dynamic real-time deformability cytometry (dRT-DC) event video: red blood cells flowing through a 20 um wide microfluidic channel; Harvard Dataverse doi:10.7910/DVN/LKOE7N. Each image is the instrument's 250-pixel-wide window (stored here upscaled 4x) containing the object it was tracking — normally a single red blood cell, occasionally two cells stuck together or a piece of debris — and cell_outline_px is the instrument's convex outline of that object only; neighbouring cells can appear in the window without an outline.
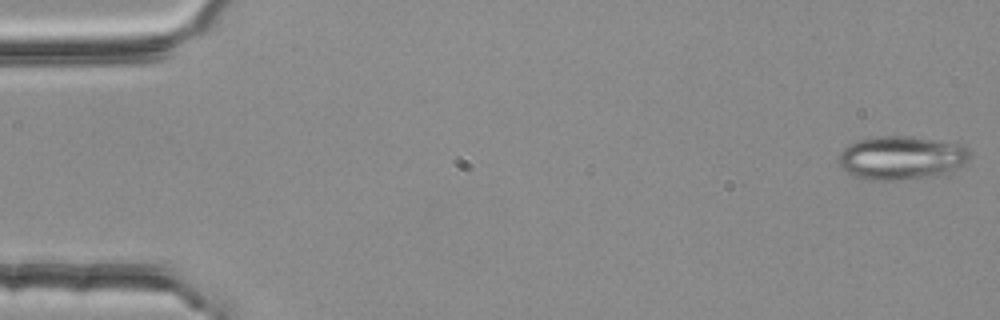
{"species": "common noctule bat (a hibernating species)", "species_latin": "Nyctalus noctula", "temperature_condition": "room temperature", "stored_images_in_passage": 28, "camera_frame_rate_fps": 3000, "um_per_image_px": 0.085, "animal": {"sex": "female", "body_mass_g": 25.1}, "frame": {"image": 1, "passage_image": 1, "time_ms": 0.0, "image_size_px": [1000, 320], "cell_outline_px": [[972, 156], [964, 164], [936, 176], [916, 180], [872, 180], [856, 176], [848, 172], [836, 160], [836, 156], [848, 144], [856, 140], [880, 136], [912, 136], [960, 144]], "centroid_in_image_um": [76.59, 13.41], "position_along_channel_um": 8.4, "area_um2": 33.47}}